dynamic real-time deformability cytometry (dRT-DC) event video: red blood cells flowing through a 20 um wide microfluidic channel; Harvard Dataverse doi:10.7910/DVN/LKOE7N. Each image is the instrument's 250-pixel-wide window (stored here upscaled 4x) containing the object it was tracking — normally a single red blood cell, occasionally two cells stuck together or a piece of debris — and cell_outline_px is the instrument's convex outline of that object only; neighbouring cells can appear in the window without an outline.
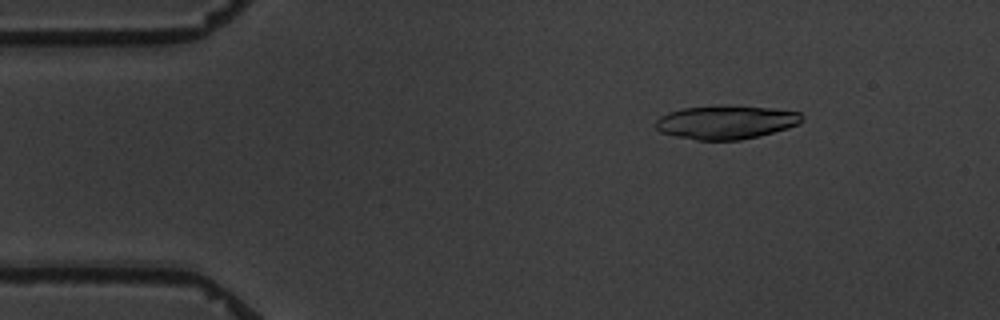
{"species": "common noctule bat (a hibernating species)", "species_latin": "Nyctalus noctula", "temperature_condition": "warm", "stored_images_in_passage": 2, "camera_frame_rate_fps": 3000, "um_per_image_px": 0.085, "animal": {"sex": "male", "body_mass_g": 19.5, "forearm_length_mm": 54.6}, "frame": {"image": 1, "passage_image": 1, "time_ms": 0.0, "image_size_px": [1000, 320], "cell_outline_px": [[804, 120], [800, 124], [788, 128], [740, 140], [696, 140], [676, 136], [660, 132], [652, 124], [660, 116], [668, 112], [684, 108], [772, 108], [800, 112], [804, 116]], "centroid_in_image_um": [61.7, 10.43], "position_along_channel_um": 23.3, "area_um2": 27.8}}